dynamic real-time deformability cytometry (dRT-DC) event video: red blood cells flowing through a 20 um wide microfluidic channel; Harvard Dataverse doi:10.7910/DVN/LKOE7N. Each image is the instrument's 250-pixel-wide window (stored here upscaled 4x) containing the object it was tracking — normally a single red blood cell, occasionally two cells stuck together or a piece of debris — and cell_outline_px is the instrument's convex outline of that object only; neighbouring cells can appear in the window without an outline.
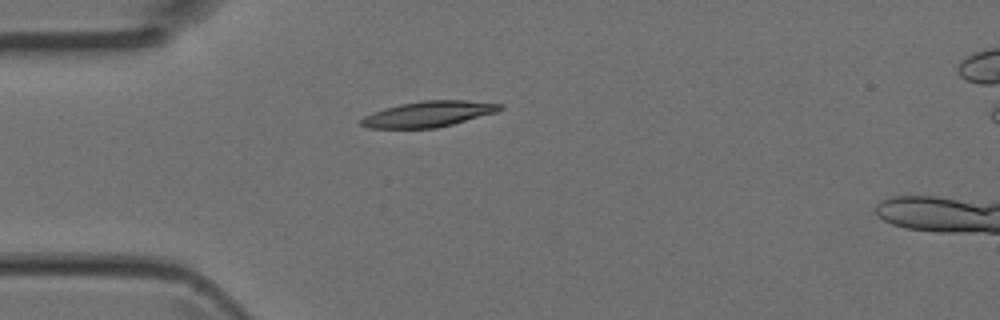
{"species": "Egyptian fruit bat (a non-hibernating species)", "species_latin": "Rousettus aegyptiacus", "temperature_condition": "room temperature", "stored_images_in_passage": 1, "camera_frame_rate_fps": 3000, "um_per_image_px": 0.085, "animal": {"sex": "female"}, "frame": {"image": 1, "passage_image": 1, "time_ms": 0.0, "image_size_px": [1000, 320], "cell_outline_px": [[504, 108], [496, 112], [452, 124], [436, 128], [368, 128], [360, 124], [360, 120], [364, 116], [372, 112], [384, 108], [400, 104], [424, 100], [464, 100], [504, 104]], "centroid_in_image_um": [36.41, 9.69], "position_along_channel_um": 48.6, "area_um2": 20.75}}